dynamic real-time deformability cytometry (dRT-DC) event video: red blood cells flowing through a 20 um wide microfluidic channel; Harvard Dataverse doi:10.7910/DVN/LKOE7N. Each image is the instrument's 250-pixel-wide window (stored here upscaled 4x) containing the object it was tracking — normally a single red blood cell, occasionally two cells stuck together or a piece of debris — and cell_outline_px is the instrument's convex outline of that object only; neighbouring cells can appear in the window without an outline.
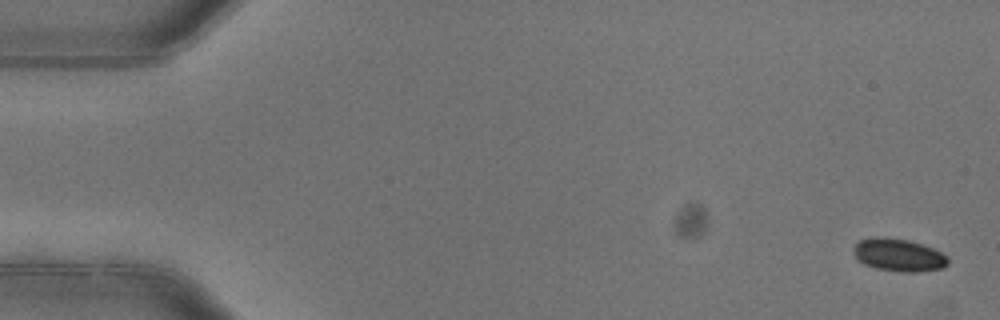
{"species": "common noctule bat (a hibernating species)", "species_latin": "Nyctalus noctula", "temperature_condition": "warm", "stored_images_in_passage": 5, "camera_frame_rate_fps": 3000, "um_per_image_px": 0.085, "animal": {"sex": "female"}, "frame": {"image": 1, "passage_image": 1, "time_ms": 0.0, "image_size_px": [1000, 320], "cell_outline_px": [[948, 264], [944, 268], [916, 272], [900, 272], [876, 268], [864, 264], [856, 260], [852, 252], [856, 244], [860, 240], [876, 236], [908, 240], [932, 248], [948, 256]], "centroid_in_image_um": [76.36, 21.69], "position_along_channel_um": 8.6, "area_um2": 18.03}}
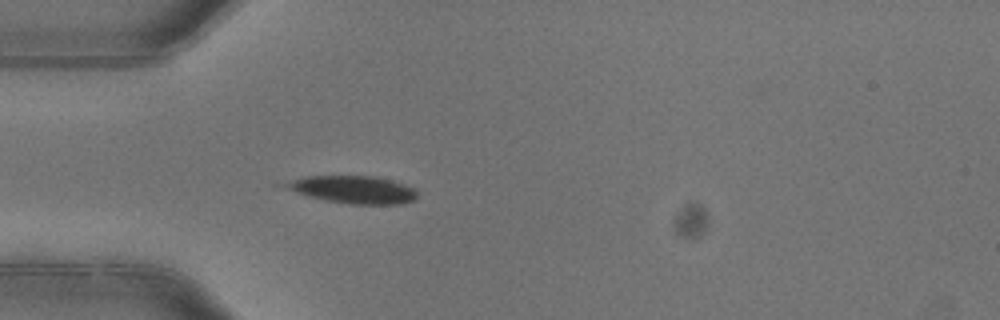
{"frame": {"image": 2, "passage_image": 5, "time_ms": 1.333, "image_size_px": [1000, 320], "cell_outline_px": [[416, 200], [400, 204], [348, 204], [324, 200], [308, 196], [272, 184], [304, 176], [376, 176], [392, 180], [412, 188], [416, 192]], "centroid_in_image_um": [29.89, 16.1], "position_along_channel_um": 55.1, "area_um2": 21.5}}